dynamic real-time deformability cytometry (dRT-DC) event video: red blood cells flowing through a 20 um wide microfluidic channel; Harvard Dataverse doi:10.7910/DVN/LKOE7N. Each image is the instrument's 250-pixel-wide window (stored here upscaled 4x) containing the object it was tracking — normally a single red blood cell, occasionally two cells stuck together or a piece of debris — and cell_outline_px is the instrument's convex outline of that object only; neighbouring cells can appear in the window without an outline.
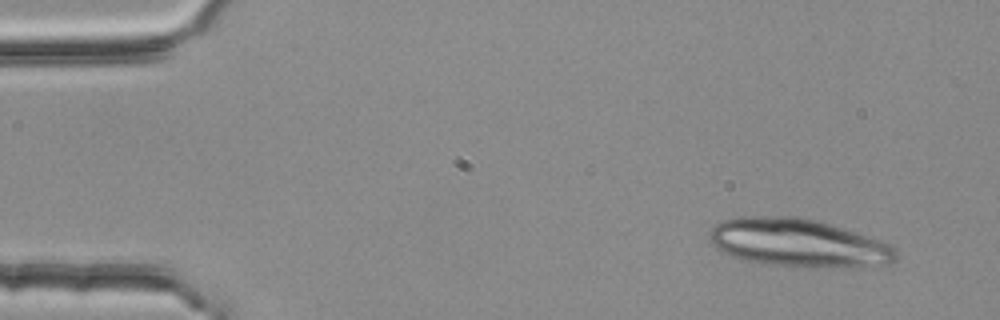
{"species": "common noctule bat (a hibernating species)", "species_latin": "Nyctalus noctula", "temperature_condition": "room temperature", "stored_images_in_passage": 3, "camera_frame_rate_fps": 3000, "um_per_image_px": 0.085, "animal": {"sex": "female", "body_mass_g": 25.1}, "frame": {"image": 1, "passage_image": 1, "time_ms": 0.0, "image_size_px": [1000, 320], "cell_outline_px": [[896, 256], [888, 264], [856, 268], [804, 268], [772, 264], [744, 260], [720, 252], [712, 244], [708, 236], [708, 232], [720, 220], [736, 216], [796, 216], [816, 220], [888, 244], [896, 248]], "centroid_in_image_um": [67.77, 20.66], "position_along_channel_um": 17.2, "area_um2": 52.54}}